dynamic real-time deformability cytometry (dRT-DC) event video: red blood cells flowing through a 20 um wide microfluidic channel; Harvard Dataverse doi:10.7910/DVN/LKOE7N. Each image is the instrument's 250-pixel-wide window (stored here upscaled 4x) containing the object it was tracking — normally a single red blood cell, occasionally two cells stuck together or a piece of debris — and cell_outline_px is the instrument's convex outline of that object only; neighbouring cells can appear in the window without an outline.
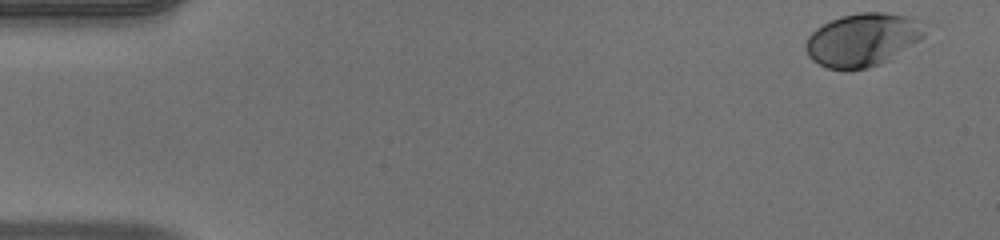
{"species": "human", "species_latin": "Homo sapiens", "temperature_condition": "warm", "stored_images_in_passage": 50, "camera_frame_rate_fps": 3000, "um_per_image_px": 0.085, "donor": {"sex": "male"}, "frame": {"image": 1, "passage_image": 1, "time_ms": 0.0, "image_size_px": [1000, 240], "cell_outline_px": [[924, 36], [920, 40], [888, 60], [880, 64], [868, 68], [828, 68], [812, 60], [808, 56], [804, 48], [804, 44], [808, 36], [816, 28], [840, 16], [860, 12], [884, 12], [908, 16], [920, 20], [924, 32]], "centroid_in_image_um": [73.31, 3.36], "position_along_channel_um": 11.7, "area_um2": 36.53}}
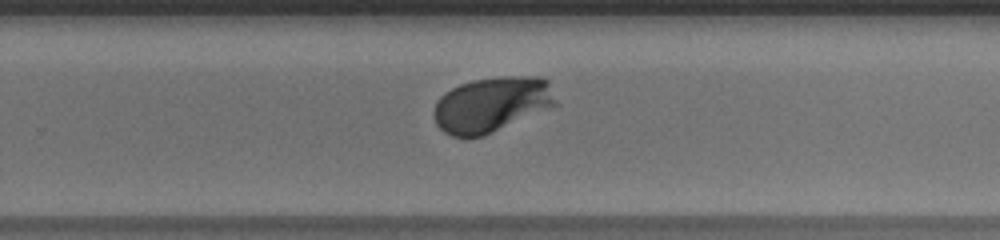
{"frame": {"image": 2, "passage_image": 33, "time_ms": 10.667, "image_size_px": [1000, 240], "cell_outline_px": [[560, 104], [484, 136], [452, 136], [444, 132], [436, 124], [432, 116], [432, 112], [436, 100], [444, 92], [460, 84], [472, 80], [500, 76], [540, 76], [548, 80]], "centroid_in_image_um": [41.81, 8.86], "position_along_channel_um": 288.0, "area_um2": 39.82}}
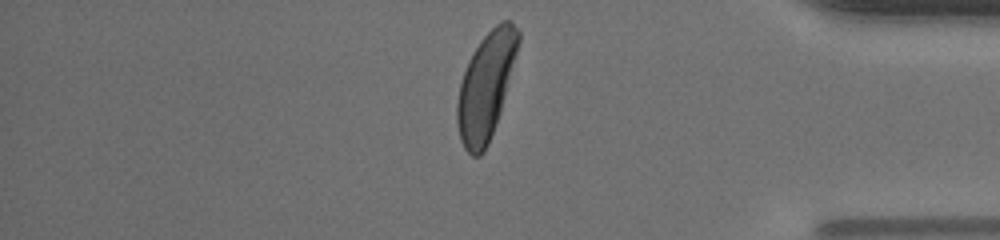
{"frame": {"image": 3, "passage_image": 43, "time_ms": 14.0, "image_size_px": [1000, 240], "cell_outline_px": [[520, 40], [500, 112], [488, 144], [484, 152], [480, 156], [472, 156], [464, 148], [460, 140], [456, 120], [456, 104], [460, 84], [468, 60], [480, 40], [500, 20], [512, 20], [520, 32]], "centroid_in_image_um": [41.29, 7.3], "position_along_channel_um": 393.9, "area_um2": 37.74}, "authors_computed_cell_mechanics": {"area_um2": 37.4833, "velocity_mm_per_s": 3.9007, "shape_relaxation_time_tau1_ms": 1.5898, "shape_relaxation_time_tau2_ms": null, "deformation_change_tau1": 0.1327, "deformation_change_tau2": null}}